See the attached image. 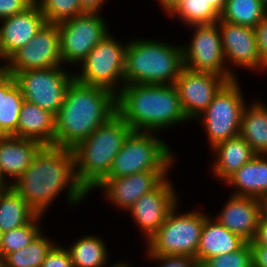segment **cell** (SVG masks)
Masks as SVG:
<instances>
[{
  "mask_svg": "<svg viewBox=\"0 0 267 267\" xmlns=\"http://www.w3.org/2000/svg\"><path fill=\"white\" fill-rule=\"evenodd\" d=\"M10 186L41 215L63 188L68 187L67 198L73 204L87 194L76 178L73 150L54 145H43L27 170Z\"/></svg>",
  "mask_w": 267,
  "mask_h": 267,
  "instance_id": "cell-1",
  "label": "cell"
},
{
  "mask_svg": "<svg viewBox=\"0 0 267 267\" xmlns=\"http://www.w3.org/2000/svg\"><path fill=\"white\" fill-rule=\"evenodd\" d=\"M116 114L115 93L74 78L55 115V146L73 149Z\"/></svg>",
  "mask_w": 267,
  "mask_h": 267,
  "instance_id": "cell-2",
  "label": "cell"
},
{
  "mask_svg": "<svg viewBox=\"0 0 267 267\" xmlns=\"http://www.w3.org/2000/svg\"><path fill=\"white\" fill-rule=\"evenodd\" d=\"M122 85L116 94L117 114L133 131L154 132L188 119L174 84Z\"/></svg>",
  "mask_w": 267,
  "mask_h": 267,
  "instance_id": "cell-3",
  "label": "cell"
},
{
  "mask_svg": "<svg viewBox=\"0 0 267 267\" xmlns=\"http://www.w3.org/2000/svg\"><path fill=\"white\" fill-rule=\"evenodd\" d=\"M132 131V128L116 114L72 149L76 178L87 193L107 177L114 158Z\"/></svg>",
  "mask_w": 267,
  "mask_h": 267,
  "instance_id": "cell-4",
  "label": "cell"
},
{
  "mask_svg": "<svg viewBox=\"0 0 267 267\" xmlns=\"http://www.w3.org/2000/svg\"><path fill=\"white\" fill-rule=\"evenodd\" d=\"M183 68L182 47L151 40H135L126 47L123 83L174 84Z\"/></svg>",
  "mask_w": 267,
  "mask_h": 267,
  "instance_id": "cell-5",
  "label": "cell"
},
{
  "mask_svg": "<svg viewBox=\"0 0 267 267\" xmlns=\"http://www.w3.org/2000/svg\"><path fill=\"white\" fill-rule=\"evenodd\" d=\"M153 135L150 132L132 131L114 158L106 178L145 171H168L172 163V152L161 139Z\"/></svg>",
  "mask_w": 267,
  "mask_h": 267,
  "instance_id": "cell-6",
  "label": "cell"
},
{
  "mask_svg": "<svg viewBox=\"0 0 267 267\" xmlns=\"http://www.w3.org/2000/svg\"><path fill=\"white\" fill-rule=\"evenodd\" d=\"M174 207L165 222L147 240L149 255H188L196 258L206 215L189 212L176 215Z\"/></svg>",
  "mask_w": 267,
  "mask_h": 267,
  "instance_id": "cell-7",
  "label": "cell"
},
{
  "mask_svg": "<svg viewBox=\"0 0 267 267\" xmlns=\"http://www.w3.org/2000/svg\"><path fill=\"white\" fill-rule=\"evenodd\" d=\"M126 47L110 33L107 34L81 62L82 72L75 74L74 78L83 84L103 87L117 94L115 85L124 81Z\"/></svg>",
  "mask_w": 267,
  "mask_h": 267,
  "instance_id": "cell-8",
  "label": "cell"
},
{
  "mask_svg": "<svg viewBox=\"0 0 267 267\" xmlns=\"http://www.w3.org/2000/svg\"><path fill=\"white\" fill-rule=\"evenodd\" d=\"M239 88L236 79L227 82L202 113L212 147L240 135L245 103Z\"/></svg>",
  "mask_w": 267,
  "mask_h": 267,
  "instance_id": "cell-9",
  "label": "cell"
},
{
  "mask_svg": "<svg viewBox=\"0 0 267 267\" xmlns=\"http://www.w3.org/2000/svg\"><path fill=\"white\" fill-rule=\"evenodd\" d=\"M14 78L26 101L56 115L61 108L66 90L74 75L60 66L48 69L18 71Z\"/></svg>",
  "mask_w": 267,
  "mask_h": 267,
  "instance_id": "cell-10",
  "label": "cell"
},
{
  "mask_svg": "<svg viewBox=\"0 0 267 267\" xmlns=\"http://www.w3.org/2000/svg\"><path fill=\"white\" fill-rule=\"evenodd\" d=\"M98 13L84 12L57 24L62 62H82L108 34L106 24Z\"/></svg>",
  "mask_w": 267,
  "mask_h": 267,
  "instance_id": "cell-11",
  "label": "cell"
},
{
  "mask_svg": "<svg viewBox=\"0 0 267 267\" xmlns=\"http://www.w3.org/2000/svg\"><path fill=\"white\" fill-rule=\"evenodd\" d=\"M195 29L190 45L182 47L184 67L195 72L217 74L228 82L236 79L227 67L224 68L226 59L217 22L195 25Z\"/></svg>",
  "mask_w": 267,
  "mask_h": 267,
  "instance_id": "cell-12",
  "label": "cell"
},
{
  "mask_svg": "<svg viewBox=\"0 0 267 267\" xmlns=\"http://www.w3.org/2000/svg\"><path fill=\"white\" fill-rule=\"evenodd\" d=\"M7 74L61 66L60 33L57 24L46 23L40 31L8 59Z\"/></svg>",
  "mask_w": 267,
  "mask_h": 267,
  "instance_id": "cell-13",
  "label": "cell"
},
{
  "mask_svg": "<svg viewBox=\"0 0 267 267\" xmlns=\"http://www.w3.org/2000/svg\"><path fill=\"white\" fill-rule=\"evenodd\" d=\"M227 82L217 74L195 72L184 67L174 85L187 118L200 117Z\"/></svg>",
  "mask_w": 267,
  "mask_h": 267,
  "instance_id": "cell-14",
  "label": "cell"
},
{
  "mask_svg": "<svg viewBox=\"0 0 267 267\" xmlns=\"http://www.w3.org/2000/svg\"><path fill=\"white\" fill-rule=\"evenodd\" d=\"M176 205L173 187L165 178L154 190L142 195L129 211L148 240L165 222L169 212L177 208Z\"/></svg>",
  "mask_w": 267,
  "mask_h": 267,
  "instance_id": "cell-15",
  "label": "cell"
},
{
  "mask_svg": "<svg viewBox=\"0 0 267 267\" xmlns=\"http://www.w3.org/2000/svg\"><path fill=\"white\" fill-rule=\"evenodd\" d=\"M224 57L241 67L265 68L260 60L254 28L217 21Z\"/></svg>",
  "mask_w": 267,
  "mask_h": 267,
  "instance_id": "cell-16",
  "label": "cell"
},
{
  "mask_svg": "<svg viewBox=\"0 0 267 267\" xmlns=\"http://www.w3.org/2000/svg\"><path fill=\"white\" fill-rule=\"evenodd\" d=\"M166 173L167 171H145L105 178L97 188H104L112 203L129 210L142 195L154 190L166 178Z\"/></svg>",
  "mask_w": 267,
  "mask_h": 267,
  "instance_id": "cell-17",
  "label": "cell"
},
{
  "mask_svg": "<svg viewBox=\"0 0 267 267\" xmlns=\"http://www.w3.org/2000/svg\"><path fill=\"white\" fill-rule=\"evenodd\" d=\"M2 20L0 42L7 59L28 44L47 23L36 1L25 11Z\"/></svg>",
  "mask_w": 267,
  "mask_h": 267,
  "instance_id": "cell-18",
  "label": "cell"
},
{
  "mask_svg": "<svg viewBox=\"0 0 267 267\" xmlns=\"http://www.w3.org/2000/svg\"><path fill=\"white\" fill-rule=\"evenodd\" d=\"M221 212L216 218L220 224L247 242L254 239L261 218L259 199L233 195Z\"/></svg>",
  "mask_w": 267,
  "mask_h": 267,
  "instance_id": "cell-19",
  "label": "cell"
},
{
  "mask_svg": "<svg viewBox=\"0 0 267 267\" xmlns=\"http://www.w3.org/2000/svg\"><path fill=\"white\" fill-rule=\"evenodd\" d=\"M42 146L32 139L0 136V180L7 183L5 175H8L16 181L30 166Z\"/></svg>",
  "mask_w": 267,
  "mask_h": 267,
  "instance_id": "cell-20",
  "label": "cell"
},
{
  "mask_svg": "<svg viewBox=\"0 0 267 267\" xmlns=\"http://www.w3.org/2000/svg\"><path fill=\"white\" fill-rule=\"evenodd\" d=\"M247 241L230 232L217 220L206 218L202 227L196 260L201 265L206 259L239 250Z\"/></svg>",
  "mask_w": 267,
  "mask_h": 267,
  "instance_id": "cell-21",
  "label": "cell"
},
{
  "mask_svg": "<svg viewBox=\"0 0 267 267\" xmlns=\"http://www.w3.org/2000/svg\"><path fill=\"white\" fill-rule=\"evenodd\" d=\"M17 137L55 146V115L25 100L19 116Z\"/></svg>",
  "mask_w": 267,
  "mask_h": 267,
  "instance_id": "cell-22",
  "label": "cell"
},
{
  "mask_svg": "<svg viewBox=\"0 0 267 267\" xmlns=\"http://www.w3.org/2000/svg\"><path fill=\"white\" fill-rule=\"evenodd\" d=\"M8 63L0 67V136L17 137V126L25 101L13 75L7 74Z\"/></svg>",
  "mask_w": 267,
  "mask_h": 267,
  "instance_id": "cell-23",
  "label": "cell"
},
{
  "mask_svg": "<svg viewBox=\"0 0 267 267\" xmlns=\"http://www.w3.org/2000/svg\"><path fill=\"white\" fill-rule=\"evenodd\" d=\"M227 183L236 186L235 196L253 197L259 199L267 194V158L264 155L254 156L231 177Z\"/></svg>",
  "mask_w": 267,
  "mask_h": 267,
  "instance_id": "cell-24",
  "label": "cell"
},
{
  "mask_svg": "<svg viewBox=\"0 0 267 267\" xmlns=\"http://www.w3.org/2000/svg\"><path fill=\"white\" fill-rule=\"evenodd\" d=\"M213 149L218 156L214 173L224 181L257 155L240 135L216 144Z\"/></svg>",
  "mask_w": 267,
  "mask_h": 267,
  "instance_id": "cell-25",
  "label": "cell"
},
{
  "mask_svg": "<svg viewBox=\"0 0 267 267\" xmlns=\"http://www.w3.org/2000/svg\"><path fill=\"white\" fill-rule=\"evenodd\" d=\"M240 136L256 154L267 153V108L264 105L255 103L250 109L244 107Z\"/></svg>",
  "mask_w": 267,
  "mask_h": 267,
  "instance_id": "cell-26",
  "label": "cell"
},
{
  "mask_svg": "<svg viewBox=\"0 0 267 267\" xmlns=\"http://www.w3.org/2000/svg\"><path fill=\"white\" fill-rule=\"evenodd\" d=\"M37 215L10 185L0 194V229L3 232L26 225Z\"/></svg>",
  "mask_w": 267,
  "mask_h": 267,
  "instance_id": "cell-27",
  "label": "cell"
},
{
  "mask_svg": "<svg viewBox=\"0 0 267 267\" xmlns=\"http://www.w3.org/2000/svg\"><path fill=\"white\" fill-rule=\"evenodd\" d=\"M267 14L261 0H227L220 19L231 24L255 28Z\"/></svg>",
  "mask_w": 267,
  "mask_h": 267,
  "instance_id": "cell-28",
  "label": "cell"
},
{
  "mask_svg": "<svg viewBox=\"0 0 267 267\" xmlns=\"http://www.w3.org/2000/svg\"><path fill=\"white\" fill-rule=\"evenodd\" d=\"M103 241L97 237L80 238L70 249L73 267H103L107 261V250Z\"/></svg>",
  "mask_w": 267,
  "mask_h": 267,
  "instance_id": "cell-29",
  "label": "cell"
},
{
  "mask_svg": "<svg viewBox=\"0 0 267 267\" xmlns=\"http://www.w3.org/2000/svg\"><path fill=\"white\" fill-rule=\"evenodd\" d=\"M55 245L41 233L26 247L9 253L6 267H42L43 260Z\"/></svg>",
  "mask_w": 267,
  "mask_h": 267,
  "instance_id": "cell-30",
  "label": "cell"
},
{
  "mask_svg": "<svg viewBox=\"0 0 267 267\" xmlns=\"http://www.w3.org/2000/svg\"><path fill=\"white\" fill-rule=\"evenodd\" d=\"M179 15L190 26L212 24L220 19V14L205 0H183L170 13Z\"/></svg>",
  "mask_w": 267,
  "mask_h": 267,
  "instance_id": "cell-31",
  "label": "cell"
},
{
  "mask_svg": "<svg viewBox=\"0 0 267 267\" xmlns=\"http://www.w3.org/2000/svg\"><path fill=\"white\" fill-rule=\"evenodd\" d=\"M40 217H42V215L38 214L30 223L3 232L2 246L0 251V255L3 259L9 253L26 247L41 233V230L36 224Z\"/></svg>",
  "mask_w": 267,
  "mask_h": 267,
  "instance_id": "cell-32",
  "label": "cell"
},
{
  "mask_svg": "<svg viewBox=\"0 0 267 267\" xmlns=\"http://www.w3.org/2000/svg\"><path fill=\"white\" fill-rule=\"evenodd\" d=\"M47 23L59 24L86 12L79 0H35Z\"/></svg>",
  "mask_w": 267,
  "mask_h": 267,
  "instance_id": "cell-33",
  "label": "cell"
},
{
  "mask_svg": "<svg viewBox=\"0 0 267 267\" xmlns=\"http://www.w3.org/2000/svg\"><path fill=\"white\" fill-rule=\"evenodd\" d=\"M200 267H253V252L250 242L239 250L206 259Z\"/></svg>",
  "mask_w": 267,
  "mask_h": 267,
  "instance_id": "cell-34",
  "label": "cell"
},
{
  "mask_svg": "<svg viewBox=\"0 0 267 267\" xmlns=\"http://www.w3.org/2000/svg\"><path fill=\"white\" fill-rule=\"evenodd\" d=\"M42 267H73V262L67 249L55 245L43 260Z\"/></svg>",
  "mask_w": 267,
  "mask_h": 267,
  "instance_id": "cell-35",
  "label": "cell"
},
{
  "mask_svg": "<svg viewBox=\"0 0 267 267\" xmlns=\"http://www.w3.org/2000/svg\"><path fill=\"white\" fill-rule=\"evenodd\" d=\"M151 258L163 261L160 267H200L196 258L188 255H149Z\"/></svg>",
  "mask_w": 267,
  "mask_h": 267,
  "instance_id": "cell-36",
  "label": "cell"
},
{
  "mask_svg": "<svg viewBox=\"0 0 267 267\" xmlns=\"http://www.w3.org/2000/svg\"><path fill=\"white\" fill-rule=\"evenodd\" d=\"M34 2L35 0H0V20L25 11Z\"/></svg>",
  "mask_w": 267,
  "mask_h": 267,
  "instance_id": "cell-37",
  "label": "cell"
},
{
  "mask_svg": "<svg viewBox=\"0 0 267 267\" xmlns=\"http://www.w3.org/2000/svg\"><path fill=\"white\" fill-rule=\"evenodd\" d=\"M260 60L267 67V14L262 21L254 28Z\"/></svg>",
  "mask_w": 267,
  "mask_h": 267,
  "instance_id": "cell-38",
  "label": "cell"
},
{
  "mask_svg": "<svg viewBox=\"0 0 267 267\" xmlns=\"http://www.w3.org/2000/svg\"><path fill=\"white\" fill-rule=\"evenodd\" d=\"M251 246H267V220L260 219L254 239L250 242Z\"/></svg>",
  "mask_w": 267,
  "mask_h": 267,
  "instance_id": "cell-39",
  "label": "cell"
},
{
  "mask_svg": "<svg viewBox=\"0 0 267 267\" xmlns=\"http://www.w3.org/2000/svg\"><path fill=\"white\" fill-rule=\"evenodd\" d=\"M253 267H267V246H251Z\"/></svg>",
  "mask_w": 267,
  "mask_h": 267,
  "instance_id": "cell-40",
  "label": "cell"
},
{
  "mask_svg": "<svg viewBox=\"0 0 267 267\" xmlns=\"http://www.w3.org/2000/svg\"><path fill=\"white\" fill-rule=\"evenodd\" d=\"M79 2L86 12H99L98 9L104 4L105 0H79Z\"/></svg>",
  "mask_w": 267,
  "mask_h": 267,
  "instance_id": "cell-41",
  "label": "cell"
},
{
  "mask_svg": "<svg viewBox=\"0 0 267 267\" xmlns=\"http://www.w3.org/2000/svg\"><path fill=\"white\" fill-rule=\"evenodd\" d=\"M164 10L170 13L183 0H159Z\"/></svg>",
  "mask_w": 267,
  "mask_h": 267,
  "instance_id": "cell-42",
  "label": "cell"
},
{
  "mask_svg": "<svg viewBox=\"0 0 267 267\" xmlns=\"http://www.w3.org/2000/svg\"><path fill=\"white\" fill-rule=\"evenodd\" d=\"M219 13L223 11L227 0H205Z\"/></svg>",
  "mask_w": 267,
  "mask_h": 267,
  "instance_id": "cell-43",
  "label": "cell"
},
{
  "mask_svg": "<svg viewBox=\"0 0 267 267\" xmlns=\"http://www.w3.org/2000/svg\"><path fill=\"white\" fill-rule=\"evenodd\" d=\"M261 218L267 220V194L259 198Z\"/></svg>",
  "mask_w": 267,
  "mask_h": 267,
  "instance_id": "cell-44",
  "label": "cell"
},
{
  "mask_svg": "<svg viewBox=\"0 0 267 267\" xmlns=\"http://www.w3.org/2000/svg\"><path fill=\"white\" fill-rule=\"evenodd\" d=\"M8 185L6 183H4L3 181H0V194L4 191V189L7 187Z\"/></svg>",
  "mask_w": 267,
  "mask_h": 267,
  "instance_id": "cell-45",
  "label": "cell"
},
{
  "mask_svg": "<svg viewBox=\"0 0 267 267\" xmlns=\"http://www.w3.org/2000/svg\"><path fill=\"white\" fill-rule=\"evenodd\" d=\"M0 57L3 58V59L8 60V59L6 58V56L4 55V53H3V50H2V47H1V42H0Z\"/></svg>",
  "mask_w": 267,
  "mask_h": 267,
  "instance_id": "cell-46",
  "label": "cell"
},
{
  "mask_svg": "<svg viewBox=\"0 0 267 267\" xmlns=\"http://www.w3.org/2000/svg\"><path fill=\"white\" fill-rule=\"evenodd\" d=\"M0 267H6L5 260L0 255Z\"/></svg>",
  "mask_w": 267,
  "mask_h": 267,
  "instance_id": "cell-47",
  "label": "cell"
},
{
  "mask_svg": "<svg viewBox=\"0 0 267 267\" xmlns=\"http://www.w3.org/2000/svg\"><path fill=\"white\" fill-rule=\"evenodd\" d=\"M111 267H128V265H126L125 263L123 264V263H118V264H116V265H114V266H111Z\"/></svg>",
  "mask_w": 267,
  "mask_h": 267,
  "instance_id": "cell-48",
  "label": "cell"
},
{
  "mask_svg": "<svg viewBox=\"0 0 267 267\" xmlns=\"http://www.w3.org/2000/svg\"><path fill=\"white\" fill-rule=\"evenodd\" d=\"M3 231L0 229V251L2 246Z\"/></svg>",
  "mask_w": 267,
  "mask_h": 267,
  "instance_id": "cell-49",
  "label": "cell"
},
{
  "mask_svg": "<svg viewBox=\"0 0 267 267\" xmlns=\"http://www.w3.org/2000/svg\"><path fill=\"white\" fill-rule=\"evenodd\" d=\"M263 6L267 9V0H261Z\"/></svg>",
  "mask_w": 267,
  "mask_h": 267,
  "instance_id": "cell-50",
  "label": "cell"
}]
</instances>
